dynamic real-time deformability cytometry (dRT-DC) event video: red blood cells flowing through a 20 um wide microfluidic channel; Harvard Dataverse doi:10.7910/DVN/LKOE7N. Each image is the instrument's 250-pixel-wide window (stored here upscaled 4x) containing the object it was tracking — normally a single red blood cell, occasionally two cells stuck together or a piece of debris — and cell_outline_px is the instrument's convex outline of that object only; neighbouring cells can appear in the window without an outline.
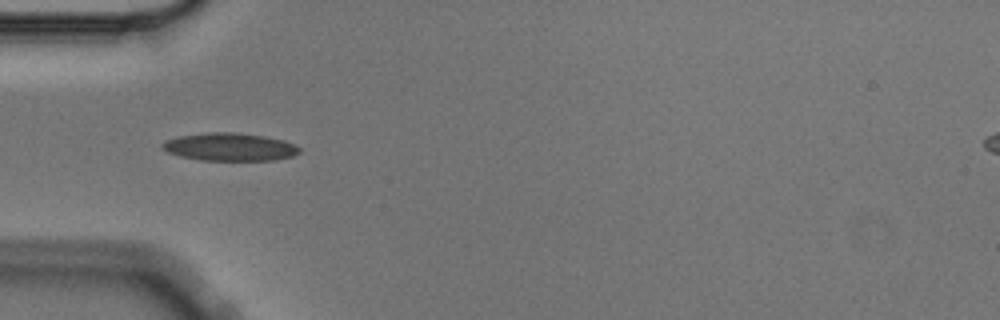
{"species": "Egyptian fruit bat (a non-hibernating species)", "species_latin": "Rousettus aegyptiacus", "temperature_condition": "cold", "stored_images_in_passage": 6, "camera_frame_rate_fps": 3000, "um_per_image_px": 0.085, "animal": {"sex": "male"}, "frame": {"image": 1, "passage_image": 5, "time_ms": 1.333, "image_size_px": [1000, 320], "cell_outline_px": [[300, 152], [292, 156], [276, 160], [200, 160], [180, 156], [168, 152], [160, 148], [160, 144], [164, 140], [180, 136], [208, 132], [236, 132], [264, 136], [284, 140], [296, 144], [300, 148]], "centroid_in_image_um": [19.52, 12.48], "position_along_channel_um": 65.5, "area_um2": 22.43}}
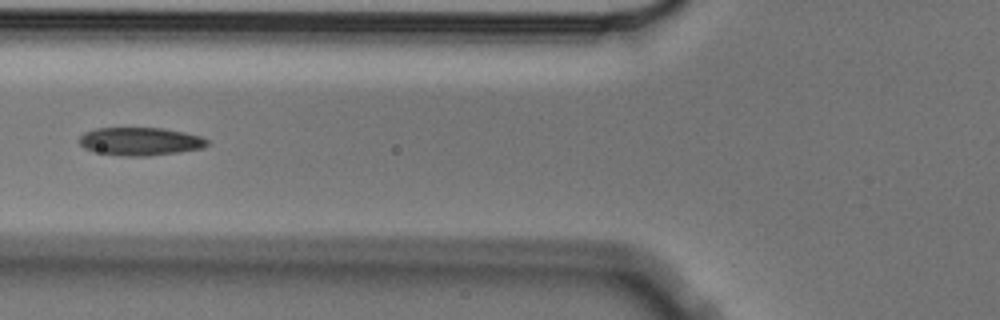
{"frame": {"image": 2, "passage_image": 6, "time_ms": 1.667, "image_size_px": [1000, 320], "cell_outline_px": [[208, 144], [204, 148], [180, 152], [148, 156], [124, 156], [92, 152], [84, 148], [80, 144], [80, 136], [84, 132], [96, 128], [164, 128], [184, 132], [200, 136], [208, 140]], "centroid_in_image_um": [11.91, 12.02], "position_along_channel_um": 113.9, "area_um2": 21.1}}